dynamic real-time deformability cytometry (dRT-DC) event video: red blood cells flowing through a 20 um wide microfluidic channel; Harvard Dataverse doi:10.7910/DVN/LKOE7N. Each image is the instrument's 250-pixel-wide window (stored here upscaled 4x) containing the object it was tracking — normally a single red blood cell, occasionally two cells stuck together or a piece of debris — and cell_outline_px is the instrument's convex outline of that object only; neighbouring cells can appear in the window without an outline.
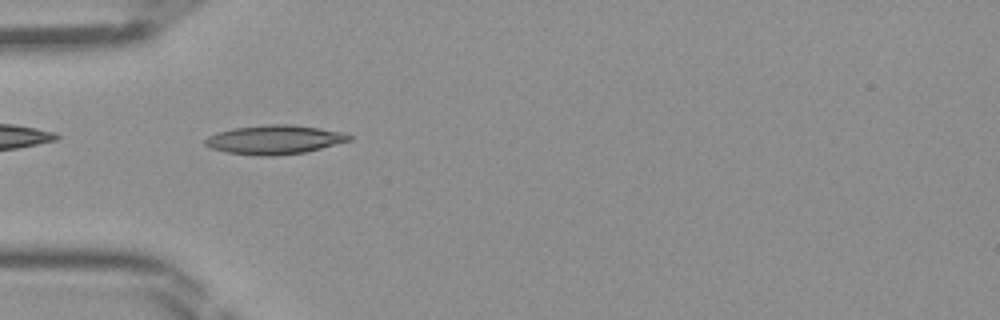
{"species": "Egyptian fruit bat (a non-hibernating species)", "species_latin": "Rousettus aegyptiacus", "temperature_condition": "room temperature", "stored_images_in_passage": 33, "camera_frame_rate_fps": 3000, "um_per_image_px": 0.085, "frame": {"image": 1, "passage_image": 2, "time_ms": 0.333, "image_size_px": [1000, 320], "cell_outline_px": [[352, 140], [304, 152], [272, 156], [256, 156], [224, 152], [212, 148], [204, 144], [204, 140], [208, 136], [232, 128], [268, 124], [292, 124], [320, 128], [344, 132], [352, 136]], "centroid_in_image_um": [23.33, 11.87], "position_along_channel_um": 61.7, "area_um2": 24.39}}
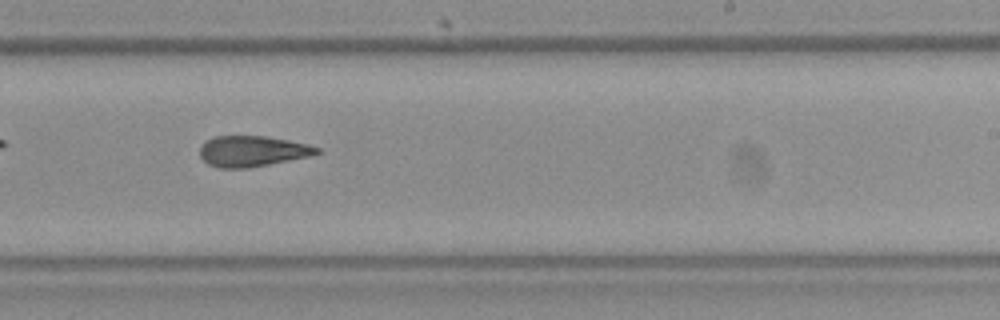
{"frame": {"image": 2, "passage_image": 16, "time_ms": 5.0, "image_size_px": [1000, 320], "cell_outline_px": [[320, 152], [308, 156], [248, 168], [220, 168], [208, 164], [200, 156], [200, 148], [212, 136], [264, 136], [288, 140], [308, 144], [320, 148]], "centroid_in_image_um": [21.43, 12.85], "position_along_channel_um": 267.6, "area_um2": 20.69}}
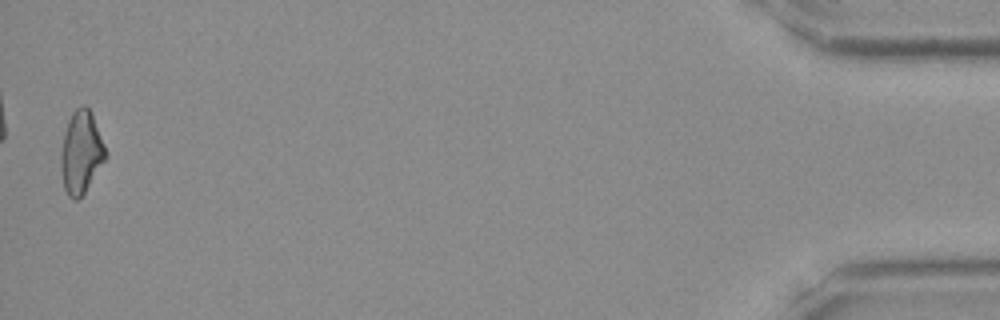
{"frame": {"image": 3, "passage_image": 33, "time_ms": 10.667, "image_size_px": [1000, 320], "cell_outline_px": [[108, 156], [84, 192], [76, 200], [72, 200], [68, 196], [64, 188], [60, 168], [60, 152], [64, 132], [68, 120], [72, 112], [76, 108], [84, 104], [92, 112], [108, 152]], "centroid_in_image_um": [6.9, 12.92], "position_along_channel_um": 428.3, "area_um2": 21.79}}